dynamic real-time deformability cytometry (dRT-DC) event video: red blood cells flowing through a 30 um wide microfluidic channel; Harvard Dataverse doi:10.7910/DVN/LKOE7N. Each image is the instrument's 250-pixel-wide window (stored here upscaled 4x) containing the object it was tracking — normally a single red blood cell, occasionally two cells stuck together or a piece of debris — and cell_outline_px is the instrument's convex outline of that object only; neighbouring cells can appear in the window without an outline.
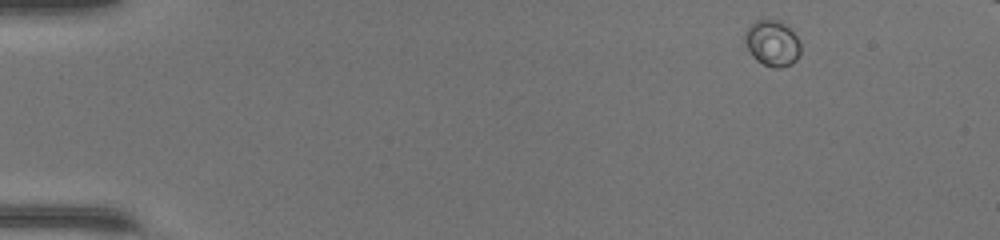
{"species": "common noctule bat (a hibernating species)", "species_latin": "Nyctalus noctula", "temperature_condition": "warm", "stored_images_in_passage": 42, "camera_frame_rate_fps": 3000, "um_per_image_px": 0.085, "animal": {"sex": "female", "body_mass_g": 17.0, "forearm_length_mm": 48.0}, "frame": {"image": 1, "passage_image": 1, "time_ms": 0.0, "image_size_px": [1000, 240], "cell_outline_px": [[800, 52], [796, 60], [792, 64], [780, 68], [776, 68], [764, 64], [756, 60], [748, 48], [744, 40], [744, 32], [756, 20], [780, 20], [796, 36], [800, 44]], "centroid_in_image_um": [65.64, 3.68], "position_along_channel_um": 19.4, "area_um2": 14.68}}
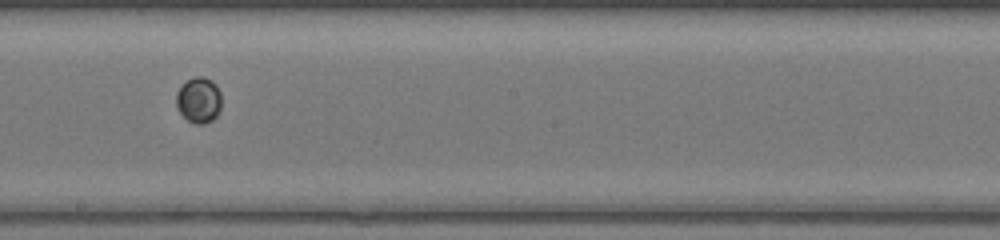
{"frame": {"image": 2, "passage_image": 24, "time_ms": 7.667, "image_size_px": [1000, 240], "cell_outline_px": [[220, 108], [216, 116], [212, 120], [204, 124], [196, 124], [188, 120], [180, 112], [176, 104], [176, 92], [188, 80], [196, 76], [200, 76], [212, 80], [216, 84], [220, 92]], "centroid_in_image_um": [16.9, 8.51], "position_along_channel_um": 231.3, "area_um2": 11.91}}
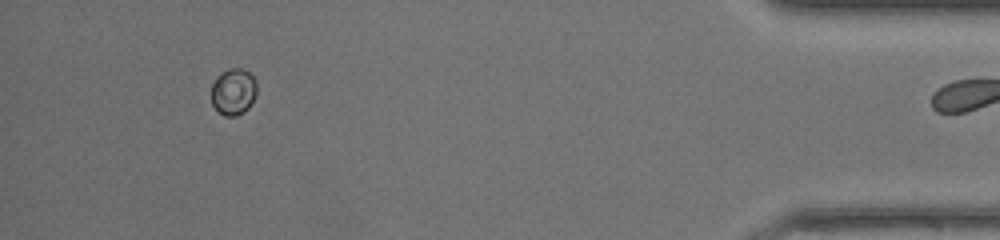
{"frame": {"image": 3, "passage_image": 41, "time_ms": 13.333, "image_size_px": [1000, 240], "cell_outline_px": [[256, 96], [252, 104], [244, 112], [236, 116], [224, 116], [212, 104], [212, 84], [216, 76], [232, 68], [240, 68], [248, 72], [256, 80]], "centroid_in_image_um": [19.86, 7.81], "position_along_channel_um": 415.3, "area_um2": 12.31}}